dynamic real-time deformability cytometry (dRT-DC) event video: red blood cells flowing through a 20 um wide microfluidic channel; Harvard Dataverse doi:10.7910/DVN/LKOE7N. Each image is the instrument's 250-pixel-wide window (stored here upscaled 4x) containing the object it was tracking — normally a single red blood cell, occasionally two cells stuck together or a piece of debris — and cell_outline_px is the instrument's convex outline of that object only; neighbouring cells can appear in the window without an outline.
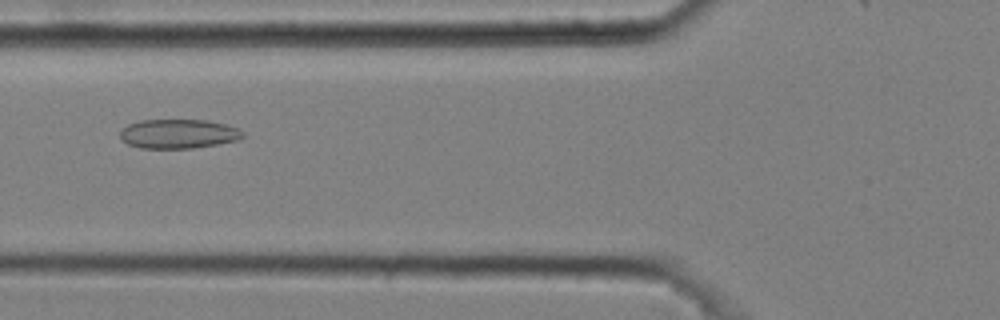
{"species": "common noctule bat (a hibernating species)", "species_latin": "Nyctalus noctula", "temperature_condition": "cold", "stored_images_in_passage": 48, "camera_frame_rate_fps": 3000, "um_per_image_px": 0.085, "animal": {"sex": "male", "body_mass_g": 20.4}, "frame": {"image": 1, "passage_image": 21, "time_ms": 6.667, "image_size_px": [1000, 320], "cell_outline_px": [[244, 136], [240, 140], [220, 144], [192, 148], [140, 148], [128, 144], [120, 140], [120, 132], [128, 124], [140, 120], [208, 120], [240, 128], [244, 132]], "centroid_in_image_um": [15.2, 11.38], "position_along_channel_um": 110.6, "area_um2": 21.15}}
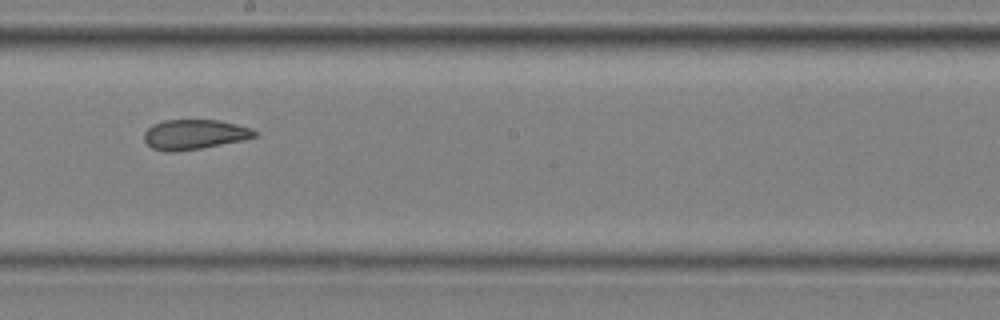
{"frame": {"image": 2, "passage_image": 31, "time_ms": 10.0, "image_size_px": [1000, 320], "cell_outline_px": [[256, 136], [244, 140], [200, 148], [176, 152], [164, 152], [152, 148], [144, 140], [144, 132], [152, 124], [164, 120], [216, 120], [236, 124], [252, 128], [256, 132]], "centroid_in_image_um": [16.49, 11.43], "position_along_channel_um": 231.7, "area_um2": 19.25}}
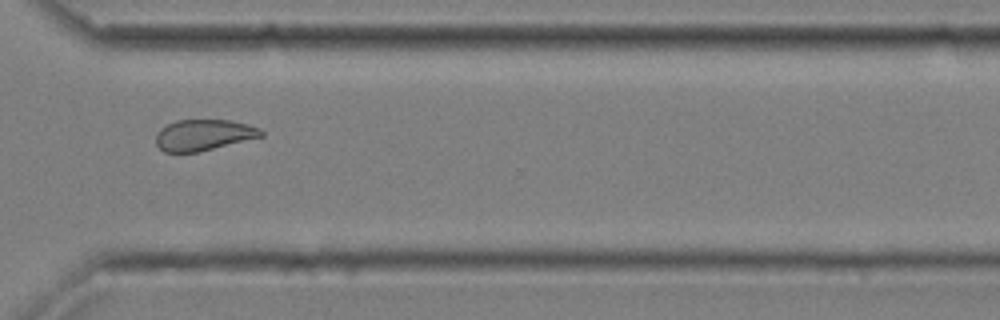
{"frame": {"image": 3, "passage_image": 41, "time_ms": 13.333, "image_size_px": [1000, 320], "cell_outline_px": [[264, 136], [200, 152], [164, 152], [156, 144], [156, 132], [160, 128], [176, 120], [228, 120], [248, 124], [260, 128], [264, 132]], "centroid_in_image_um": [17.32, 11.48], "position_along_channel_um": 353.3, "area_um2": 19.19}, "authors_computed_cell_mechanics": {"area_um2": 20.3745, "velocity_mm_per_s": 3.631, "shape_relaxation_time_tau1_ms": null, "shape_relaxation_time_tau2_ms": 2.7213, "deformation_change_tau1": null, "deformation_change_tau2": 0.0971}}